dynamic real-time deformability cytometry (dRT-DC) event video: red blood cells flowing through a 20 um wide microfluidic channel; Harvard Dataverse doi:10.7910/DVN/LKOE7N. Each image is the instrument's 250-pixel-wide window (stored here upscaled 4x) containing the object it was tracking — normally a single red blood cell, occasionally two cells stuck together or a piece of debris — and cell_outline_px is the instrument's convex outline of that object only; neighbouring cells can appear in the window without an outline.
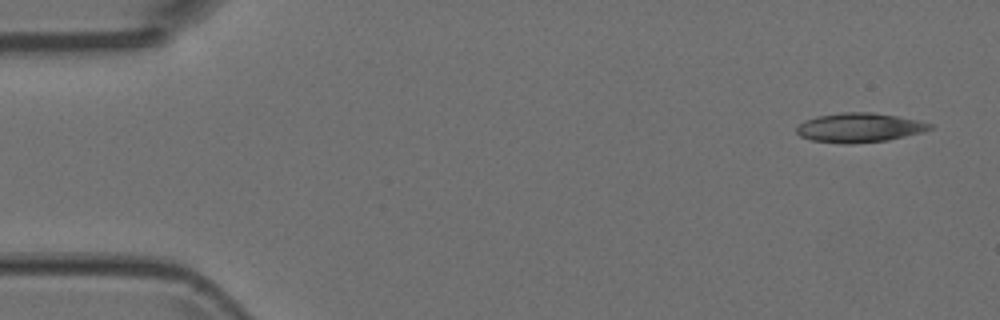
{"species": "Egyptian fruit bat (a non-hibernating species)", "species_latin": "Rousettus aegyptiacus", "temperature_condition": "room temperature", "stored_images_in_passage": 7, "camera_frame_rate_fps": 3000, "um_per_image_px": 0.085, "animal": {"sex": "female"}, "frame": {"image": 1, "passage_image": 1, "time_ms": 0.0, "image_size_px": [1000, 320], "cell_outline_px": [[932, 128], [924, 132], [888, 140], [848, 144], [844, 144], [812, 140], [800, 136], [796, 132], [796, 128], [804, 120], [816, 116], [840, 112], [872, 112], [896, 116], [916, 120], [932, 124]], "centroid_in_image_um": [73.02, 10.85], "position_along_channel_um": 12.0, "area_um2": 22.77}}
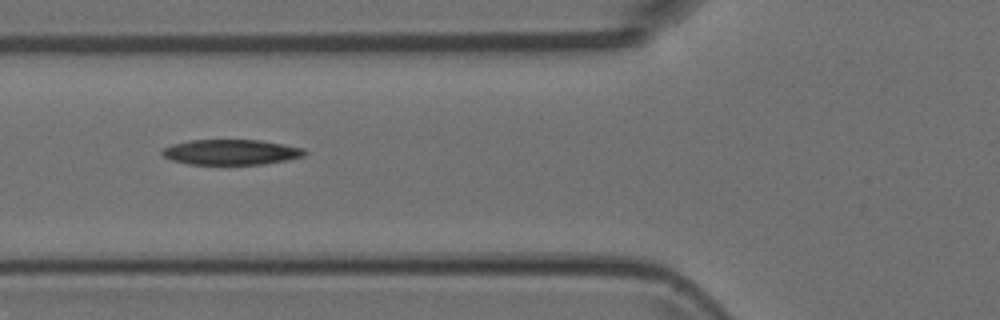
{"frame": {"image": 2, "passage_image": 5, "time_ms": 1.333, "image_size_px": [1000, 320], "cell_outline_px": [[308, 152], [304, 156], [264, 164], [188, 164], [172, 160], [164, 156], [160, 152], [164, 148], [172, 144], [192, 140], [260, 140], [284, 144], [304, 148]], "centroid_in_image_um": [19.65, 12.93], "position_along_channel_um": 106.1, "area_um2": 20.92}}
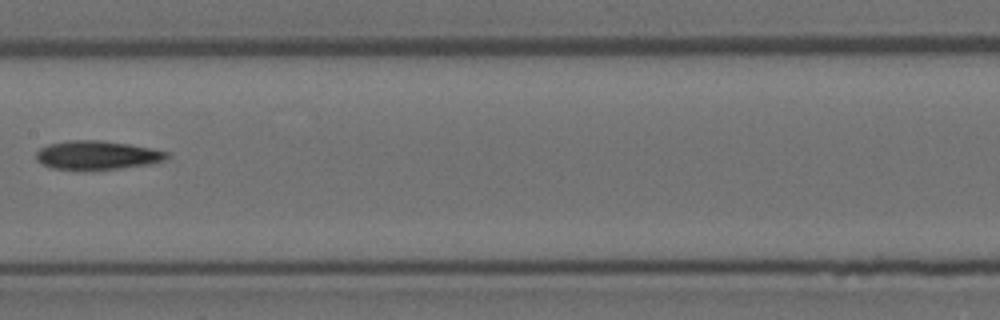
{"frame": {"image": 3, "passage_image": 7, "time_ms": 2.0, "image_size_px": [1000, 320], "cell_outline_px": [[168, 156], [152, 164], [120, 168], [84, 172], [52, 168], [40, 164], [36, 160], [36, 152], [40, 148], [48, 144], [68, 140], [96, 140], [128, 144], [152, 148], [168, 152]], "centroid_in_image_um": [8.17, 13.22], "position_along_channel_um": 199.2, "area_um2": 22.37}}